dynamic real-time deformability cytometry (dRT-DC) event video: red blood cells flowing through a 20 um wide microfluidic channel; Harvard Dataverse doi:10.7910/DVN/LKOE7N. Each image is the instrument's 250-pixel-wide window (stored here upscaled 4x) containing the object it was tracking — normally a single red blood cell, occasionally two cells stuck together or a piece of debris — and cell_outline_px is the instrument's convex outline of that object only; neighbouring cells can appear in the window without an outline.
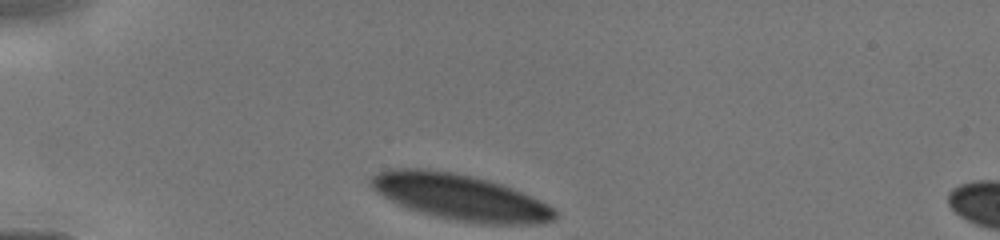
{"species": "human", "species_latin": "Homo sapiens", "temperature_condition": "cold", "stored_images_in_passage": 34, "camera_frame_rate_fps": 3000, "um_per_image_px": 0.085, "donor": {"sex": "male"}, "frame": {"image": 1, "passage_image": 1, "time_ms": 0.0, "image_size_px": [1000, 240], "cell_outline_px": [[556, 216], [552, 220], [540, 224], [484, 224], [456, 220], [436, 216], [420, 212], [408, 208], [376, 192], [368, 184], [368, 180], [372, 176], [388, 168], [424, 168], [452, 172], [472, 176], [488, 180], [512, 188], [540, 200], [548, 204], [556, 212]], "centroid_in_image_um": [39.09, 16.75], "position_along_channel_um": 45.9, "area_um2": 48.96}}
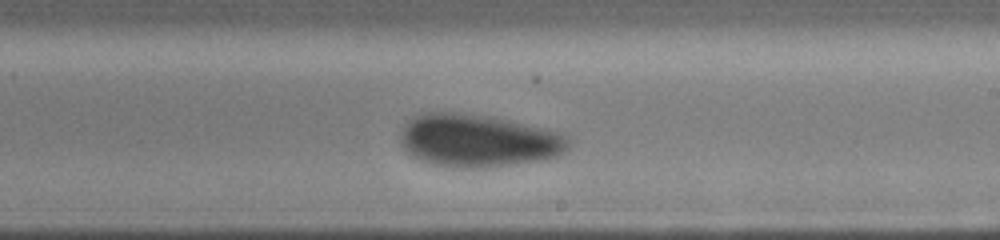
{"frame": {"image": 2, "passage_image": 20, "time_ms": 5.333, "image_size_px": [1000, 240], "cell_outline_px": [[568, 148], [560, 156], [544, 160], [484, 168], [464, 168], [432, 164], [420, 160], [412, 156], [404, 148], [400, 140], [400, 132], [404, 124], [408, 120], [424, 112], [460, 112], [492, 116], [544, 128], [560, 132], [568, 136]], "centroid_in_image_um": [40.65, 11.95], "position_along_channel_um": 248.4, "area_um2": 52.19}}
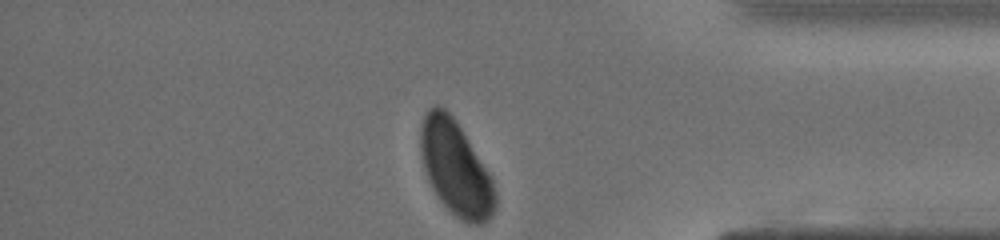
{"frame": {"image": 3, "passage_image": 34, "time_ms": 9.0, "image_size_px": [1000, 240], "cell_outline_px": [[496, 208], [492, 216], [488, 220], [480, 224], [468, 224], [460, 220], [440, 200], [432, 188], [428, 180], [424, 168], [420, 148], [420, 128], [424, 116], [428, 108], [436, 104], [444, 108], [452, 116], [492, 176], [496, 192]], "centroid_in_image_um": [38.74, 14.32], "position_along_channel_um": 396.5, "area_um2": 40.98}}